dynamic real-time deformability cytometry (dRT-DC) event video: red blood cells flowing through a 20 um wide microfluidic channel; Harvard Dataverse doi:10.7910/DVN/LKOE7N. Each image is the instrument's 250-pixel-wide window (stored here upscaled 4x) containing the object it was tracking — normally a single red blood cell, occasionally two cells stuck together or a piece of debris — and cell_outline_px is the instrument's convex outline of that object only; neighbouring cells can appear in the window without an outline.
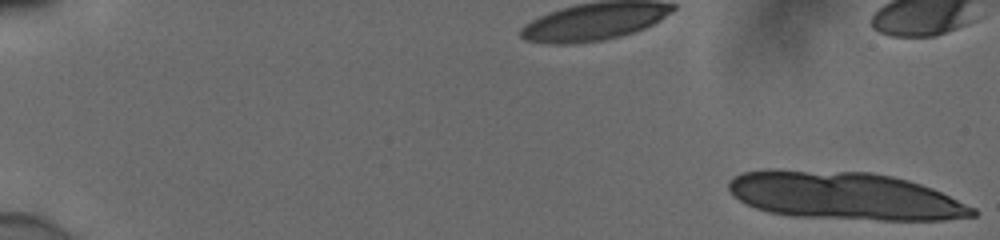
{"species": "human", "species_latin": "Homo sapiens", "temperature_condition": "cold", "stored_images_in_passage": 16, "camera_frame_rate_fps": 3000, "um_per_image_px": 0.085, "donor": {"sex": "male"}, "frame": {"image": 1, "passage_image": 1, "time_ms": 0.0, "image_size_px": [1000, 240], "cell_outline_px": [[976, 216], [944, 220], [880, 220], [792, 216], [768, 212], [756, 208], [740, 200], [728, 188], [728, 180], [732, 176], [744, 172], [768, 168], [776, 168], [868, 172], [892, 176], [908, 180], [932, 188], [976, 208]], "centroid_in_image_um": [71.77, 16.63], "position_along_channel_um": 13.2, "area_um2": 68.44}}